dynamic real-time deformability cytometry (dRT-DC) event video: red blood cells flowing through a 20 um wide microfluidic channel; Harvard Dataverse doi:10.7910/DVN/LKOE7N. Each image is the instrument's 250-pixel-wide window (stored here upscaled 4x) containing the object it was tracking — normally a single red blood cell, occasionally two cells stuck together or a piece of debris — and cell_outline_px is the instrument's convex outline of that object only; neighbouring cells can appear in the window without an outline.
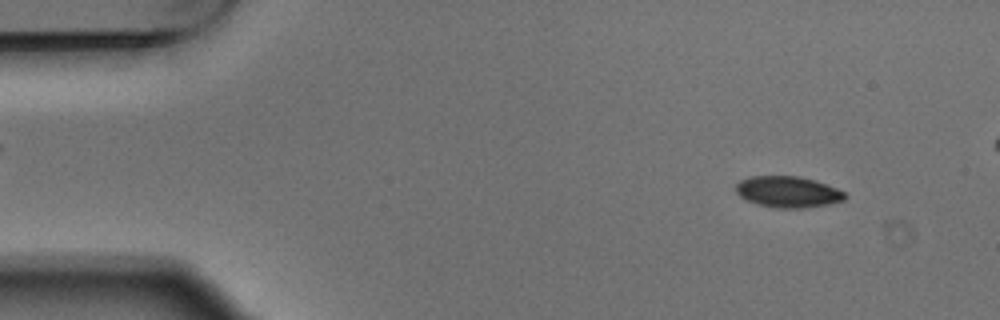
{"species": "Egyptian fruit bat (a non-hibernating species)", "species_latin": "Rousettus aegyptiacus", "temperature_condition": "warm", "stored_images_in_passage": 5, "camera_frame_rate_fps": 3000, "um_per_image_px": 0.085, "animal": {"sex": "male"}, "frame": {"image": 1, "passage_image": 1, "time_ms": 0.0, "image_size_px": [1000, 320], "cell_outline_px": [[848, 196], [844, 200], [828, 204], [804, 208], [776, 208], [756, 204], [740, 196], [736, 192], [736, 184], [740, 180], [752, 176], [796, 176], [812, 180], [836, 188], [844, 192]], "centroid_in_image_um": [66.96, 16.32], "position_along_channel_um": 18.0, "area_um2": 19.65}}
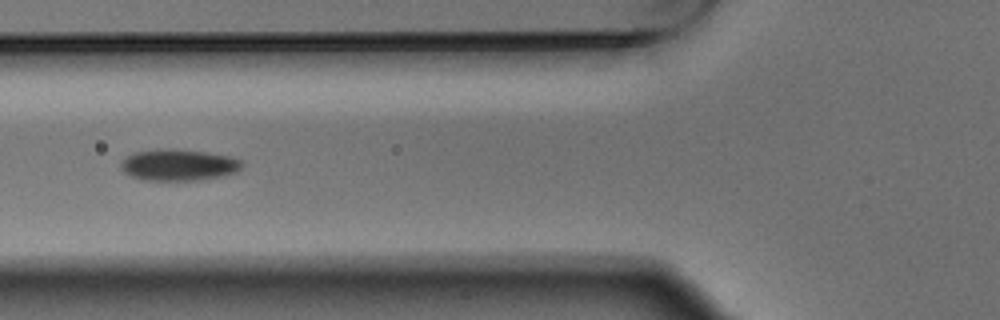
{"frame": {"image": 2, "passage_image": 5, "time_ms": 1.333, "image_size_px": [1000, 320], "cell_outline_px": [[244, 164], [236, 172], [204, 180], [144, 180], [132, 176], [124, 172], [120, 168], [120, 164], [132, 152], [160, 148], [176, 148], [208, 152], [228, 156], [244, 160]], "centroid_in_image_um": [15.2, 14.0], "position_along_channel_um": 110.6, "area_um2": 22.48}}